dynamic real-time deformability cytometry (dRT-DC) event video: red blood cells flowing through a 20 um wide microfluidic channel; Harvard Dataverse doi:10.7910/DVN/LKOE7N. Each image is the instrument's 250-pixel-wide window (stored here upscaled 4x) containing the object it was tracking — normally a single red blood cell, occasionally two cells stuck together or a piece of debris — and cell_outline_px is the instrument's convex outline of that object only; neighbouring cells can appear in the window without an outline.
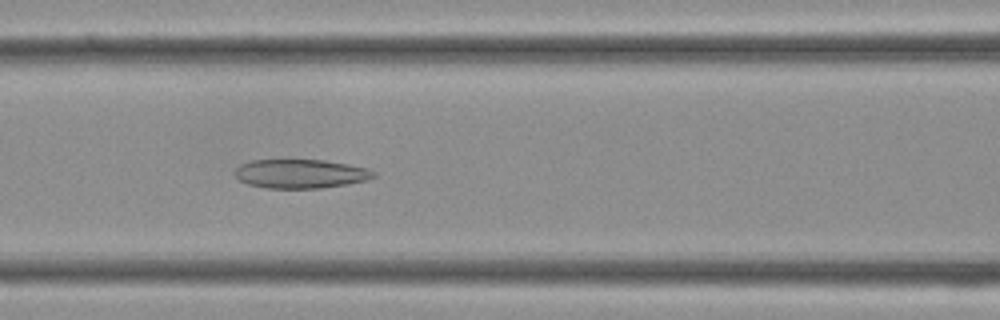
{"species": "Egyptian fruit bat (a non-hibernating species)", "species_latin": "Rousettus aegyptiacus", "temperature_condition": "cold", "stored_images_in_passage": 36, "camera_frame_rate_fps": 3000, "um_per_image_px": 0.085, "frame": {"image": 1, "passage_image": 15, "time_ms": 4.667, "image_size_px": [1000, 320], "cell_outline_px": [[376, 176], [368, 180], [348, 184], [320, 188], [268, 188], [248, 184], [240, 180], [236, 176], [236, 168], [240, 164], [252, 160], [324, 160], [348, 164], [368, 168], [376, 172]], "centroid_in_image_um": [25.59, 14.77], "position_along_channel_um": 141.0, "area_um2": 23.41}}
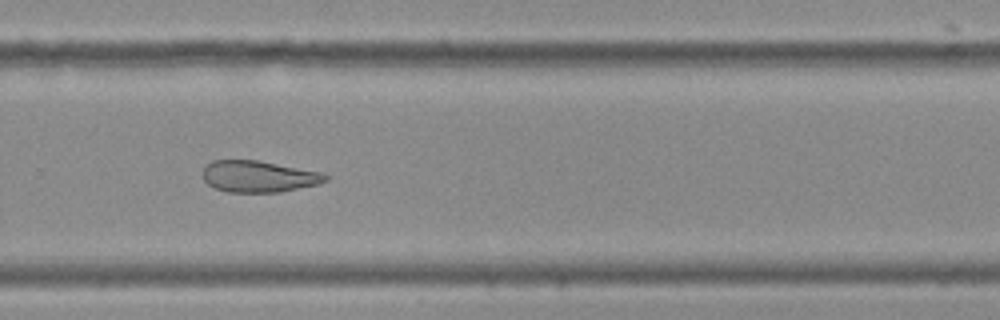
{"frame": {"image": 2, "passage_image": 24, "time_ms": 7.667, "image_size_px": [1000, 320], "cell_outline_px": [[332, 176], [328, 180], [320, 184], [280, 192], [228, 192], [216, 188], [208, 184], [204, 180], [200, 172], [204, 164], [212, 160], [256, 160], [320, 172]], "centroid_in_image_um": [21.96, 15.0], "position_along_channel_um": 307.8, "area_um2": 22.77}}
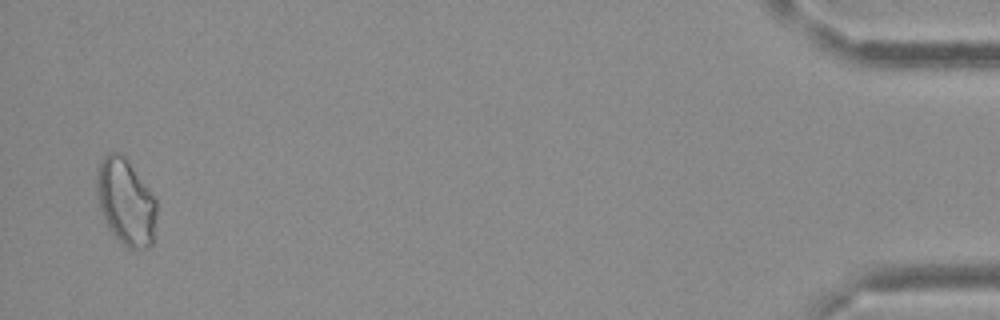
{"frame": {"image": 3, "passage_image": 35, "time_ms": 11.333, "image_size_px": [1000, 320], "cell_outline_px": [[156, 212], [152, 244], [148, 248], [136, 252], [128, 248], [108, 228], [104, 220], [100, 208], [96, 188], [96, 172], [100, 160], [108, 152], [120, 152], [124, 156], [156, 200]], "centroid_in_image_um": [10.67, 17.18], "position_along_channel_um": 424.5, "area_um2": 30.0}}